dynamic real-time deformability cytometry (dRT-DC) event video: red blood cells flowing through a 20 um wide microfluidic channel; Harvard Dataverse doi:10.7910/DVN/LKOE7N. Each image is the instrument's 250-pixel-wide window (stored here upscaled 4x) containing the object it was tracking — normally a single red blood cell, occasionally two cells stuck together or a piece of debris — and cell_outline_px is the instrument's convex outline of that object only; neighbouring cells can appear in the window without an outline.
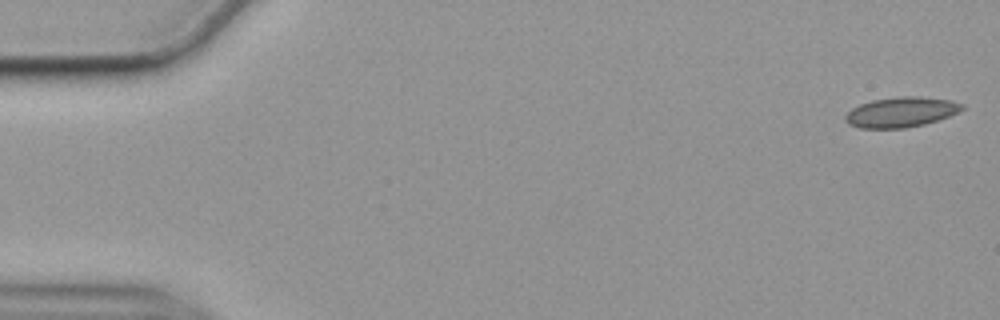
{"species": "common noctule bat (a hibernating species)", "species_latin": "Nyctalus noctula", "temperature_condition": "cold", "stored_images_in_passage": 55, "camera_frame_rate_fps": 3000, "um_per_image_px": 0.085, "animal": {"sex": "female", "body_mass_g": 19.9}, "frame": {"image": 1, "passage_image": 1, "time_ms": 0.0, "image_size_px": [1000, 320], "cell_outline_px": [[964, 108], [948, 116], [924, 124], [904, 128], [860, 128], [848, 124], [844, 120], [844, 116], [852, 108], [860, 104], [872, 100], [896, 96], [920, 96], [948, 100], [964, 104]], "centroid_in_image_um": [76.54, 9.52], "position_along_channel_um": 8.5, "area_um2": 20.4}}
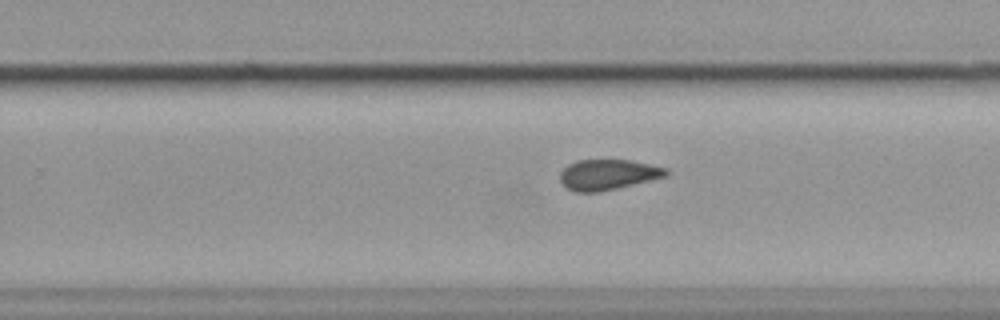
{"frame": {"image": 2, "passage_image": 35, "time_ms": 11.333, "image_size_px": [1000, 320], "cell_outline_px": [[668, 176], [600, 192], [576, 192], [568, 188], [560, 180], [560, 172], [568, 164], [576, 160], [632, 160], [668, 168]], "centroid_in_image_um": [51.69, 14.83], "position_along_channel_um": 278.1, "area_um2": 18.84}}
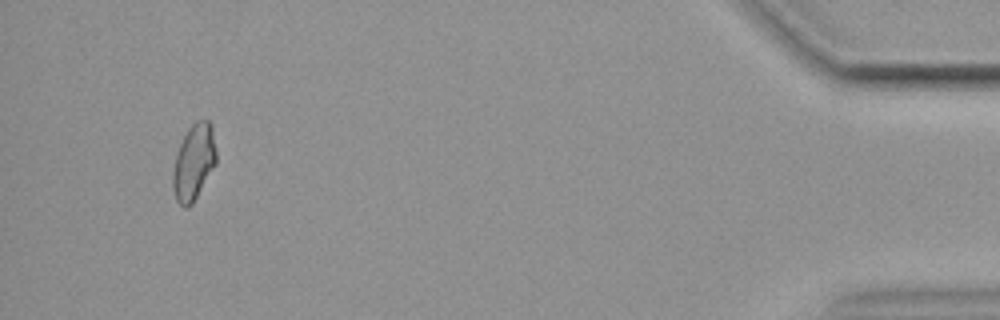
{"frame": {"image": 3, "passage_image": 53, "time_ms": 17.333, "image_size_px": [1000, 320], "cell_outline_px": [[216, 164], [192, 204], [188, 208], [184, 208], [176, 200], [172, 188], [172, 172], [176, 156], [180, 144], [188, 128], [196, 120], [208, 120], [212, 124], [216, 152]], "centroid_in_image_um": [16.47, 13.79], "position_along_channel_um": 418.7, "area_um2": 19.25}, "authors_computed_cell_mechanics": {"area_um2": 19.363, "velocity_mm_per_s": 3.556, "shape_relaxation_time_tau1_ms": null, "shape_relaxation_time_tau2_ms": 4.5727, "deformation_change_tau1": null, "deformation_change_tau2": 0.095}}